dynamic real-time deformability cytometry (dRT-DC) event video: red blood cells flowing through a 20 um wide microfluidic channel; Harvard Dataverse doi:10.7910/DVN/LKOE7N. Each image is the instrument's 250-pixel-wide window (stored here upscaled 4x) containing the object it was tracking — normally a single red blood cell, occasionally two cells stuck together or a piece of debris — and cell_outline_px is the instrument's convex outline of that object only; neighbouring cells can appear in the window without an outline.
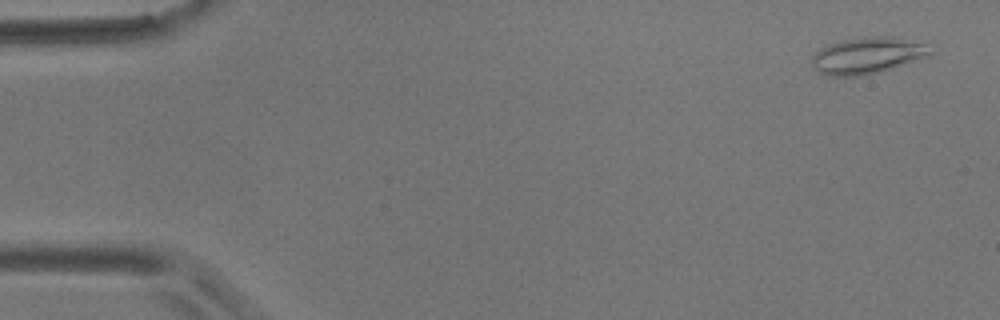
{"species": "common noctule bat (a hibernating species)", "species_latin": "Nyctalus noctula", "temperature_condition": "room temperature", "stored_images_in_passage": 5, "camera_frame_rate_fps": 3000, "um_per_image_px": 0.085, "animal": {"sex": "male", "body_mass_g": 17.9}, "frame": {"image": 1, "passage_image": 1, "time_ms": 0.0, "image_size_px": [1000, 320], "cell_outline_px": [[932, 56], [880, 72], [860, 76], [832, 76], [820, 72], [812, 68], [812, 52], [828, 44], [844, 40], [864, 36], [888, 36], [924, 44], [932, 52]], "centroid_in_image_um": [73.69, 4.73], "position_along_channel_um": 11.3, "area_um2": 25.26}}